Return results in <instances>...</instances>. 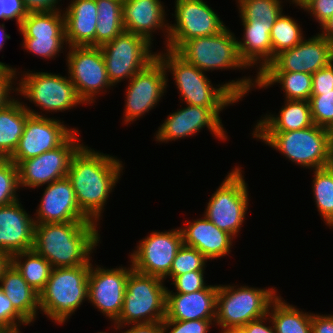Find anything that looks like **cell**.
Wrapping results in <instances>:
<instances>
[{"label": "cell", "instance_id": "1", "mask_svg": "<svg viewBox=\"0 0 333 333\" xmlns=\"http://www.w3.org/2000/svg\"><path fill=\"white\" fill-rule=\"evenodd\" d=\"M163 50L157 51V58L164 65L166 74L172 75L182 104L210 108L220 117L225 107L242 101L256 86L257 77L251 75L215 86L206 72L185 61L175 51Z\"/></svg>", "mask_w": 333, "mask_h": 333}, {"label": "cell", "instance_id": "2", "mask_svg": "<svg viewBox=\"0 0 333 333\" xmlns=\"http://www.w3.org/2000/svg\"><path fill=\"white\" fill-rule=\"evenodd\" d=\"M94 149L83 144L77 150L71 159L67 177L72 183L80 210L91 221L100 224L108 198L119 183L125 165L117 156Z\"/></svg>", "mask_w": 333, "mask_h": 333}, {"label": "cell", "instance_id": "3", "mask_svg": "<svg viewBox=\"0 0 333 333\" xmlns=\"http://www.w3.org/2000/svg\"><path fill=\"white\" fill-rule=\"evenodd\" d=\"M98 227L94 221L35 224L33 250L52 268L86 265L101 243Z\"/></svg>", "mask_w": 333, "mask_h": 333}, {"label": "cell", "instance_id": "4", "mask_svg": "<svg viewBox=\"0 0 333 333\" xmlns=\"http://www.w3.org/2000/svg\"><path fill=\"white\" fill-rule=\"evenodd\" d=\"M252 138L279 151L285 159L311 170L328 166L332 130L313 125L294 131H253Z\"/></svg>", "mask_w": 333, "mask_h": 333}, {"label": "cell", "instance_id": "5", "mask_svg": "<svg viewBox=\"0 0 333 333\" xmlns=\"http://www.w3.org/2000/svg\"><path fill=\"white\" fill-rule=\"evenodd\" d=\"M15 70L18 75L16 95L23 96L24 99L42 110L38 112L22 101V104L31 115L46 117L48 116L46 114L53 115L55 112H66L74 107L77 108L78 105H84L69 76H62L60 73H49L47 71L36 72L35 70L26 69L27 71L22 72L20 70L19 72L17 68Z\"/></svg>", "mask_w": 333, "mask_h": 333}, {"label": "cell", "instance_id": "6", "mask_svg": "<svg viewBox=\"0 0 333 333\" xmlns=\"http://www.w3.org/2000/svg\"><path fill=\"white\" fill-rule=\"evenodd\" d=\"M91 261L76 267L52 268L45 288L39 293L40 313L64 325L88 301V276Z\"/></svg>", "mask_w": 333, "mask_h": 333}, {"label": "cell", "instance_id": "7", "mask_svg": "<svg viewBox=\"0 0 333 333\" xmlns=\"http://www.w3.org/2000/svg\"><path fill=\"white\" fill-rule=\"evenodd\" d=\"M277 290L276 287L218 284L215 326L223 330H240L250 321L262 318L279 296Z\"/></svg>", "mask_w": 333, "mask_h": 333}, {"label": "cell", "instance_id": "8", "mask_svg": "<svg viewBox=\"0 0 333 333\" xmlns=\"http://www.w3.org/2000/svg\"><path fill=\"white\" fill-rule=\"evenodd\" d=\"M167 287L157 276L129 273L119 317L111 324L116 327L128 324L161 322L166 317Z\"/></svg>", "mask_w": 333, "mask_h": 333}, {"label": "cell", "instance_id": "9", "mask_svg": "<svg viewBox=\"0 0 333 333\" xmlns=\"http://www.w3.org/2000/svg\"><path fill=\"white\" fill-rule=\"evenodd\" d=\"M241 166H235L206 203L204 216L217 228L223 230L235 239L241 233L240 229L247 219L249 206V190L244 179ZM243 174V175H242Z\"/></svg>", "mask_w": 333, "mask_h": 333}, {"label": "cell", "instance_id": "10", "mask_svg": "<svg viewBox=\"0 0 333 333\" xmlns=\"http://www.w3.org/2000/svg\"><path fill=\"white\" fill-rule=\"evenodd\" d=\"M228 26L218 34L186 41L176 53L203 72L248 69L237 49V36Z\"/></svg>", "mask_w": 333, "mask_h": 333}, {"label": "cell", "instance_id": "11", "mask_svg": "<svg viewBox=\"0 0 333 333\" xmlns=\"http://www.w3.org/2000/svg\"><path fill=\"white\" fill-rule=\"evenodd\" d=\"M152 46L146 38L126 31L102 45L100 48L111 84L116 87L122 81H129L153 62L157 51L151 50Z\"/></svg>", "mask_w": 333, "mask_h": 333}, {"label": "cell", "instance_id": "12", "mask_svg": "<svg viewBox=\"0 0 333 333\" xmlns=\"http://www.w3.org/2000/svg\"><path fill=\"white\" fill-rule=\"evenodd\" d=\"M65 53L67 75L85 105H93L97 97L113 90L100 47H68Z\"/></svg>", "mask_w": 333, "mask_h": 333}, {"label": "cell", "instance_id": "13", "mask_svg": "<svg viewBox=\"0 0 333 333\" xmlns=\"http://www.w3.org/2000/svg\"><path fill=\"white\" fill-rule=\"evenodd\" d=\"M18 30L23 39L22 48L40 59L55 60L59 54L67 51L62 10L29 12Z\"/></svg>", "mask_w": 333, "mask_h": 333}, {"label": "cell", "instance_id": "14", "mask_svg": "<svg viewBox=\"0 0 333 333\" xmlns=\"http://www.w3.org/2000/svg\"><path fill=\"white\" fill-rule=\"evenodd\" d=\"M166 49L177 51L186 41L220 33L227 26L204 0H175Z\"/></svg>", "mask_w": 333, "mask_h": 333}, {"label": "cell", "instance_id": "15", "mask_svg": "<svg viewBox=\"0 0 333 333\" xmlns=\"http://www.w3.org/2000/svg\"><path fill=\"white\" fill-rule=\"evenodd\" d=\"M75 130L60 146L17 164L19 187L40 188L67 176L73 155L85 143ZM79 137V138H78ZM82 141V142H81Z\"/></svg>", "mask_w": 333, "mask_h": 333}, {"label": "cell", "instance_id": "16", "mask_svg": "<svg viewBox=\"0 0 333 333\" xmlns=\"http://www.w3.org/2000/svg\"><path fill=\"white\" fill-rule=\"evenodd\" d=\"M162 62L156 58L145 69L136 73L125 87L123 123H134L145 117L152 109H156L160 100L167 93L168 79ZM132 122V123H131Z\"/></svg>", "mask_w": 333, "mask_h": 333}, {"label": "cell", "instance_id": "17", "mask_svg": "<svg viewBox=\"0 0 333 333\" xmlns=\"http://www.w3.org/2000/svg\"><path fill=\"white\" fill-rule=\"evenodd\" d=\"M183 244L180 227L169 231H152L140 239L135 250L129 252L132 268L138 273L164 279Z\"/></svg>", "mask_w": 333, "mask_h": 333}, {"label": "cell", "instance_id": "18", "mask_svg": "<svg viewBox=\"0 0 333 333\" xmlns=\"http://www.w3.org/2000/svg\"><path fill=\"white\" fill-rule=\"evenodd\" d=\"M155 131L154 140L158 143H169L194 136L204 128L218 141H229V135L219 117L212 109L186 104L167 115ZM225 128V129H224Z\"/></svg>", "mask_w": 333, "mask_h": 333}, {"label": "cell", "instance_id": "19", "mask_svg": "<svg viewBox=\"0 0 333 333\" xmlns=\"http://www.w3.org/2000/svg\"><path fill=\"white\" fill-rule=\"evenodd\" d=\"M132 270L131 262L128 267L121 265L110 269L96 265L95 262L93 265V260L91 262L88 276V303L112 321L111 323L121 313L126 282Z\"/></svg>", "mask_w": 333, "mask_h": 333}, {"label": "cell", "instance_id": "20", "mask_svg": "<svg viewBox=\"0 0 333 333\" xmlns=\"http://www.w3.org/2000/svg\"><path fill=\"white\" fill-rule=\"evenodd\" d=\"M78 128L49 116L29 115L14 153L8 158L15 165L60 146Z\"/></svg>", "mask_w": 333, "mask_h": 333}, {"label": "cell", "instance_id": "21", "mask_svg": "<svg viewBox=\"0 0 333 333\" xmlns=\"http://www.w3.org/2000/svg\"><path fill=\"white\" fill-rule=\"evenodd\" d=\"M333 61V43L318 32L304 38L295 47L277 54L264 71H288L313 74Z\"/></svg>", "mask_w": 333, "mask_h": 333}, {"label": "cell", "instance_id": "22", "mask_svg": "<svg viewBox=\"0 0 333 333\" xmlns=\"http://www.w3.org/2000/svg\"><path fill=\"white\" fill-rule=\"evenodd\" d=\"M33 215L35 224L90 222L80 210L71 181L66 176L46 185Z\"/></svg>", "mask_w": 333, "mask_h": 333}, {"label": "cell", "instance_id": "23", "mask_svg": "<svg viewBox=\"0 0 333 333\" xmlns=\"http://www.w3.org/2000/svg\"><path fill=\"white\" fill-rule=\"evenodd\" d=\"M164 2L161 0H123L122 21L124 30L140 35L153 44V35L162 32L164 46L169 38V21L166 19ZM160 30V31H159Z\"/></svg>", "mask_w": 333, "mask_h": 333}, {"label": "cell", "instance_id": "24", "mask_svg": "<svg viewBox=\"0 0 333 333\" xmlns=\"http://www.w3.org/2000/svg\"><path fill=\"white\" fill-rule=\"evenodd\" d=\"M20 201L0 207V250L10 256L32 250L34 245V217Z\"/></svg>", "mask_w": 333, "mask_h": 333}, {"label": "cell", "instance_id": "25", "mask_svg": "<svg viewBox=\"0 0 333 333\" xmlns=\"http://www.w3.org/2000/svg\"><path fill=\"white\" fill-rule=\"evenodd\" d=\"M184 225L180 227L183 244L199 250L209 261L228 256L232 252L235 238L217 228L204 215L192 221L187 220Z\"/></svg>", "mask_w": 333, "mask_h": 333}, {"label": "cell", "instance_id": "26", "mask_svg": "<svg viewBox=\"0 0 333 333\" xmlns=\"http://www.w3.org/2000/svg\"><path fill=\"white\" fill-rule=\"evenodd\" d=\"M218 285L191 293H167L164 320H215Z\"/></svg>", "mask_w": 333, "mask_h": 333}, {"label": "cell", "instance_id": "27", "mask_svg": "<svg viewBox=\"0 0 333 333\" xmlns=\"http://www.w3.org/2000/svg\"><path fill=\"white\" fill-rule=\"evenodd\" d=\"M67 5L62 12L68 47L95 46L96 0H71Z\"/></svg>", "mask_w": 333, "mask_h": 333}, {"label": "cell", "instance_id": "28", "mask_svg": "<svg viewBox=\"0 0 333 333\" xmlns=\"http://www.w3.org/2000/svg\"><path fill=\"white\" fill-rule=\"evenodd\" d=\"M241 25L243 26V39L237 37L238 54L248 69L257 70L255 75L258 77L272 62L270 32L273 25Z\"/></svg>", "mask_w": 333, "mask_h": 333}, {"label": "cell", "instance_id": "29", "mask_svg": "<svg viewBox=\"0 0 333 333\" xmlns=\"http://www.w3.org/2000/svg\"><path fill=\"white\" fill-rule=\"evenodd\" d=\"M0 288L11 301L15 310L29 324H34L40 312L39 293L26 282L12 263L3 272Z\"/></svg>", "mask_w": 333, "mask_h": 333}, {"label": "cell", "instance_id": "30", "mask_svg": "<svg viewBox=\"0 0 333 333\" xmlns=\"http://www.w3.org/2000/svg\"><path fill=\"white\" fill-rule=\"evenodd\" d=\"M278 114V115H277ZM266 113L257 120L253 131H294L314 125L309 101L285 100L279 113Z\"/></svg>", "mask_w": 333, "mask_h": 333}, {"label": "cell", "instance_id": "31", "mask_svg": "<svg viewBox=\"0 0 333 333\" xmlns=\"http://www.w3.org/2000/svg\"><path fill=\"white\" fill-rule=\"evenodd\" d=\"M279 84L284 100L308 101L312 95V74L288 71H263L254 89H267Z\"/></svg>", "mask_w": 333, "mask_h": 333}, {"label": "cell", "instance_id": "32", "mask_svg": "<svg viewBox=\"0 0 333 333\" xmlns=\"http://www.w3.org/2000/svg\"><path fill=\"white\" fill-rule=\"evenodd\" d=\"M21 100L14 98L0 109V153L6 159L14 153L30 115Z\"/></svg>", "mask_w": 333, "mask_h": 333}, {"label": "cell", "instance_id": "33", "mask_svg": "<svg viewBox=\"0 0 333 333\" xmlns=\"http://www.w3.org/2000/svg\"><path fill=\"white\" fill-rule=\"evenodd\" d=\"M268 315L276 333H312V313L298 309L281 295L271 303Z\"/></svg>", "mask_w": 333, "mask_h": 333}, {"label": "cell", "instance_id": "34", "mask_svg": "<svg viewBox=\"0 0 333 333\" xmlns=\"http://www.w3.org/2000/svg\"><path fill=\"white\" fill-rule=\"evenodd\" d=\"M123 0H96L97 23L95 47H101L123 33L122 21Z\"/></svg>", "mask_w": 333, "mask_h": 333}, {"label": "cell", "instance_id": "35", "mask_svg": "<svg viewBox=\"0 0 333 333\" xmlns=\"http://www.w3.org/2000/svg\"><path fill=\"white\" fill-rule=\"evenodd\" d=\"M11 263L36 292L45 288L52 266L43 256L32 249L13 254Z\"/></svg>", "mask_w": 333, "mask_h": 333}, {"label": "cell", "instance_id": "36", "mask_svg": "<svg viewBox=\"0 0 333 333\" xmlns=\"http://www.w3.org/2000/svg\"><path fill=\"white\" fill-rule=\"evenodd\" d=\"M285 0H236L242 24L274 25Z\"/></svg>", "mask_w": 333, "mask_h": 333}, {"label": "cell", "instance_id": "37", "mask_svg": "<svg viewBox=\"0 0 333 333\" xmlns=\"http://www.w3.org/2000/svg\"><path fill=\"white\" fill-rule=\"evenodd\" d=\"M298 20L282 12L276 19L270 32L272 42V61L282 51L291 49L298 45L305 35Z\"/></svg>", "mask_w": 333, "mask_h": 333}, {"label": "cell", "instance_id": "38", "mask_svg": "<svg viewBox=\"0 0 333 333\" xmlns=\"http://www.w3.org/2000/svg\"><path fill=\"white\" fill-rule=\"evenodd\" d=\"M312 192L315 207L325 225L333 220V171L327 166L313 170Z\"/></svg>", "mask_w": 333, "mask_h": 333}, {"label": "cell", "instance_id": "39", "mask_svg": "<svg viewBox=\"0 0 333 333\" xmlns=\"http://www.w3.org/2000/svg\"><path fill=\"white\" fill-rule=\"evenodd\" d=\"M208 261L199 250L182 244L172 262L170 273L163 280L169 278L172 281L176 276L187 272L205 271Z\"/></svg>", "mask_w": 333, "mask_h": 333}, {"label": "cell", "instance_id": "40", "mask_svg": "<svg viewBox=\"0 0 333 333\" xmlns=\"http://www.w3.org/2000/svg\"><path fill=\"white\" fill-rule=\"evenodd\" d=\"M18 167L10 159L0 164V207L17 201L19 197Z\"/></svg>", "mask_w": 333, "mask_h": 333}, {"label": "cell", "instance_id": "41", "mask_svg": "<svg viewBox=\"0 0 333 333\" xmlns=\"http://www.w3.org/2000/svg\"><path fill=\"white\" fill-rule=\"evenodd\" d=\"M308 101L313 123L333 131V89L311 95Z\"/></svg>", "mask_w": 333, "mask_h": 333}, {"label": "cell", "instance_id": "42", "mask_svg": "<svg viewBox=\"0 0 333 333\" xmlns=\"http://www.w3.org/2000/svg\"><path fill=\"white\" fill-rule=\"evenodd\" d=\"M28 325L30 326L0 288V333L22 332L20 327Z\"/></svg>", "mask_w": 333, "mask_h": 333}, {"label": "cell", "instance_id": "43", "mask_svg": "<svg viewBox=\"0 0 333 333\" xmlns=\"http://www.w3.org/2000/svg\"><path fill=\"white\" fill-rule=\"evenodd\" d=\"M205 272L192 271L176 276L170 284L175 287V292L167 287V293H191L207 288L209 285L204 280Z\"/></svg>", "mask_w": 333, "mask_h": 333}, {"label": "cell", "instance_id": "44", "mask_svg": "<svg viewBox=\"0 0 333 333\" xmlns=\"http://www.w3.org/2000/svg\"><path fill=\"white\" fill-rule=\"evenodd\" d=\"M162 325L164 333H209L215 327V320H163Z\"/></svg>", "mask_w": 333, "mask_h": 333}, {"label": "cell", "instance_id": "45", "mask_svg": "<svg viewBox=\"0 0 333 333\" xmlns=\"http://www.w3.org/2000/svg\"><path fill=\"white\" fill-rule=\"evenodd\" d=\"M17 74L14 67L8 64L0 65V109L12 101L17 90Z\"/></svg>", "mask_w": 333, "mask_h": 333}, {"label": "cell", "instance_id": "46", "mask_svg": "<svg viewBox=\"0 0 333 333\" xmlns=\"http://www.w3.org/2000/svg\"><path fill=\"white\" fill-rule=\"evenodd\" d=\"M302 10L321 26L333 16V0H310Z\"/></svg>", "mask_w": 333, "mask_h": 333}, {"label": "cell", "instance_id": "47", "mask_svg": "<svg viewBox=\"0 0 333 333\" xmlns=\"http://www.w3.org/2000/svg\"><path fill=\"white\" fill-rule=\"evenodd\" d=\"M333 89V61L312 74V95Z\"/></svg>", "mask_w": 333, "mask_h": 333}, {"label": "cell", "instance_id": "48", "mask_svg": "<svg viewBox=\"0 0 333 333\" xmlns=\"http://www.w3.org/2000/svg\"><path fill=\"white\" fill-rule=\"evenodd\" d=\"M1 13H3V20H16L19 27L22 20L28 15L23 0H1Z\"/></svg>", "mask_w": 333, "mask_h": 333}, {"label": "cell", "instance_id": "49", "mask_svg": "<svg viewBox=\"0 0 333 333\" xmlns=\"http://www.w3.org/2000/svg\"><path fill=\"white\" fill-rule=\"evenodd\" d=\"M111 327H113L116 333L118 331L121 333H164L162 321L152 322V323L128 324L126 326H121V327H116L111 324ZM121 329L125 330L121 331Z\"/></svg>", "mask_w": 333, "mask_h": 333}, {"label": "cell", "instance_id": "50", "mask_svg": "<svg viewBox=\"0 0 333 333\" xmlns=\"http://www.w3.org/2000/svg\"><path fill=\"white\" fill-rule=\"evenodd\" d=\"M60 1L62 0H23V3L28 12H50L62 10Z\"/></svg>", "mask_w": 333, "mask_h": 333}, {"label": "cell", "instance_id": "51", "mask_svg": "<svg viewBox=\"0 0 333 333\" xmlns=\"http://www.w3.org/2000/svg\"><path fill=\"white\" fill-rule=\"evenodd\" d=\"M240 331L241 333H276L268 314L262 318L250 321Z\"/></svg>", "mask_w": 333, "mask_h": 333}, {"label": "cell", "instance_id": "52", "mask_svg": "<svg viewBox=\"0 0 333 333\" xmlns=\"http://www.w3.org/2000/svg\"><path fill=\"white\" fill-rule=\"evenodd\" d=\"M312 333H333V314L312 313Z\"/></svg>", "mask_w": 333, "mask_h": 333}, {"label": "cell", "instance_id": "53", "mask_svg": "<svg viewBox=\"0 0 333 333\" xmlns=\"http://www.w3.org/2000/svg\"><path fill=\"white\" fill-rule=\"evenodd\" d=\"M319 34L333 43V16L320 26Z\"/></svg>", "mask_w": 333, "mask_h": 333}, {"label": "cell", "instance_id": "54", "mask_svg": "<svg viewBox=\"0 0 333 333\" xmlns=\"http://www.w3.org/2000/svg\"><path fill=\"white\" fill-rule=\"evenodd\" d=\"M10 263H11V256L8 255L6 252L0 250V279L3 275V272L9 266Z\"/></svg>", "mask_w": 333, "mask_h": 333}, {"label": "cell", "instance_id": "55", "mask_svg": "<svg viewBox=\"0 0 333 333\" xmlns=\"http://www.w3.org/2000/svg\"><path fill=\"white\" fill-rule=\"evenodd\" d=\"M10 38H11L10 34L6 33L5 24L0 23V51H2L6 41L9 40Z\"/></svg>", "mask_w": 333, "mask_h": 333}, {"label": "cell", "instance_id": "56", "mask_svg": "<svg viewBox=\"0 0 333 333\" xmlns=\"http://www.w3.org/2000/svg\"><path fill=\"white\" fill-rule=\"evenodd\" d=\"M286 3L289 2L290 5L294 4L295 7H299L298 9H302L310 0H285Z\"/></svg>", "mask_w": 333, "mask_h": 333}, {"label": "cell", "instance_id": "57", "mask_svg": "<svg viewBox=\"0 0 333 333\" xmlns=\"http://www.w3.org/2000/svg\"><path fill=\"white\" fill-rule=\"evenodd\" d=\"M328 167L333 171V141H332L331 147H330V156H329Z\"/></svg>", "mask_w": 333, "mask_h": 333}, {"label": "cell", "instance_id": "58", "mask_svg": "<svg viewBox=\"0 0 333 333\" xmlns=\"http://www.w3.org/2000/svg\"><path fill=\"white\" fill-rule=\"evenodd\" d=\"M219 331H220L219 333H241L240 330H223V329L220 330V328Z\"/></svg>", "mask_w": 333, "mask_h": 333}, {"label": "cell", "instance_id": "59", "mask_svg": "<svg viewBox=\"0 0 333 333\" xmlns=\"http://www.w3.org/2000/svg\"><path fill=\"white\" fill-rule=\"evenodd\" d=\"M5 160H6V158L0 153V164Z\"/></svg>", "mask_w": 333, "mask_h": 333}, {"label": "cell", "instance_id": "60", "mask_svg": "<svg viewBox=\"0 0 333 333\" xmlns=\"http://www.w3.org/2000/svg\"><path fill=\"white\" fill-rule=\"evenodd\" d=\"M0 20H3V13H1V0H0Z\"/></svg>", "mask_w": 333, "mask_h": 333}, {"label": "cell", "instance_id": "61", "mask_svg": "<svg viewBox=\"0 0 333 333\" xmlns=\"http://www.w3.org/2000/svg\"><path fill=\"white\" fill-rule=\"evenodd\" d=\"M327 227L333 228V220L327 225Z\"/></svg>", "mask_w": 333, "mask_h": 333}]
</instances>
